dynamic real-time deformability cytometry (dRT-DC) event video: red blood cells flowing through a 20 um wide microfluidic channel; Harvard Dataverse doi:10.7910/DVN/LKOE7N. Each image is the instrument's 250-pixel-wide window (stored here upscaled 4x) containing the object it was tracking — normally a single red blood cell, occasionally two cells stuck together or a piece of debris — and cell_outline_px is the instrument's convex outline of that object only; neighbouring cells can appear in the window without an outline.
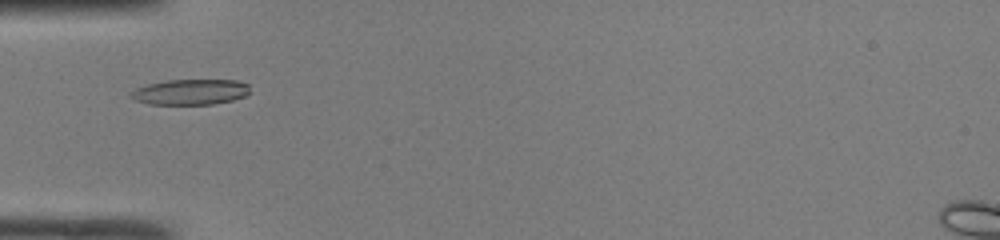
{"species": "common noctule bat (a hibernating species)", "species_latin": "Nyctalus noctula", "temperature_condition": "room temperature", "stored_images_in_passage": 20, "camera_frame_rate_fps": 3000, "um_per_image_px": 0.085, "animal": {"sex": "male", "body_mass_g": 19.0, "forearm_length_mm": 50.8}, "frame": {"image": 1, "passage_image": 1, "time_ms": 0.0, "image_size_px": [1000, 240], "cell_outline_px": [[252, 92], [244, 96], [232, 100], [212, 104], [148, 104], [136, 100], [128, 96], [136, 88], [148, 84], [168, 80], [236, 80], [248, 84]], "centroid_in_image_um": [16.21, 7.81], "position_along_channel_um": 68.8, "area_um2": 17.69}}
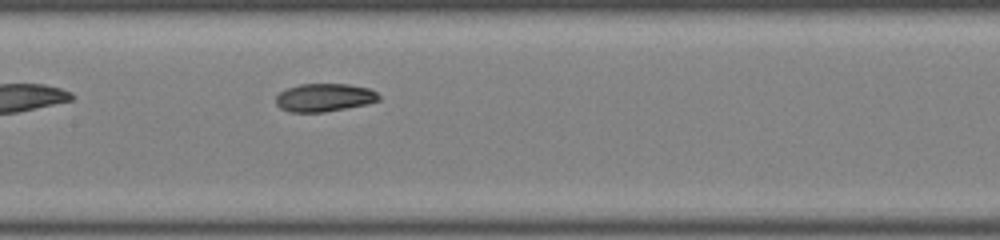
{"frame": {"image": 2, "passage_image": 9, "time_ms": 2.667, "image_size_px": [1000, 240], "cell_outline_px": [[380, 100], [368, 104], [324, 112], [288, 112], [280, 108], [276, 104], [276, 96], [280, 92], [288, 88], [300, 84], [348, 84], [368, 88], [376, 92], [380, 96]], "centroid_in_image_um": [27.57, 8.3], "position_along_channel_um": 179.8, "area_um2": 16.88}}
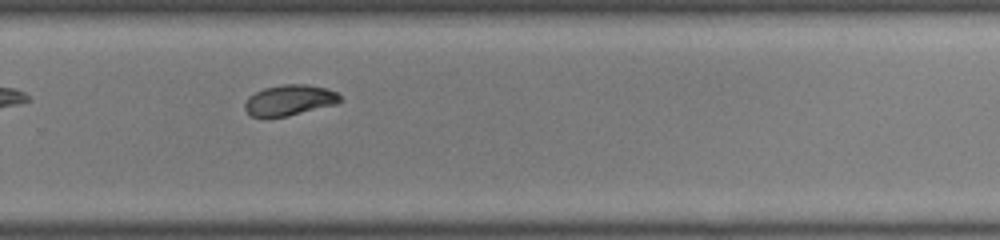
{"frame": {"image": 3, "passage_image": 18, "time_ms": 5.667, "image_size_px": [1000, 240], "cell_outline_px": [[344, 100], [336, 104], [288, 116], [268, 120], [264, 120], [252, 116], [244, 108], [244, 104], [248, 96], [264, 88], [284, 84], [308, 84], [324, 88], [336, 92]], "centroid_in_image_um": [24.57, 8.55], "position_along_channel_um": 305.2, "area_um2": 17.46}}